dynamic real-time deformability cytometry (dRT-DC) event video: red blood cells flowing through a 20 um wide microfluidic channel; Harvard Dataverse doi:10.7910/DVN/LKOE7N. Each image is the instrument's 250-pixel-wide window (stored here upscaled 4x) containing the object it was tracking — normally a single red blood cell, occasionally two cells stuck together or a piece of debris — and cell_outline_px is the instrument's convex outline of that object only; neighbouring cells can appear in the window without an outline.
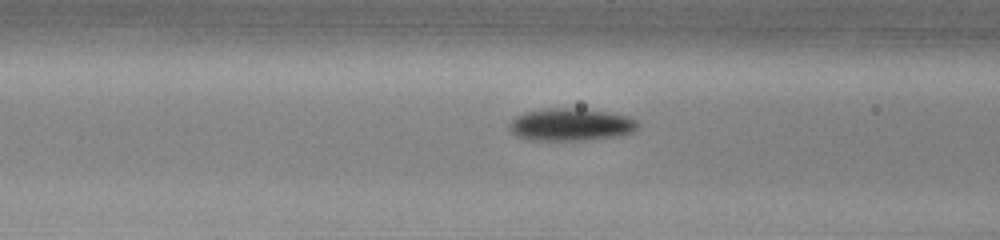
{"species": "common noctule bat (a hibernating species)", "species_latin": "Nyctalus noctula", "temperature_condition": "warm", "stored_images_in_passage": 37, "camera_frame_rate_fps": 3000, "um_per_image_px": 0.085, "animal": {"sex": "male", "body_mass_g": 13.0, "forearm_length_mm": 53.1}, "frame": {"image": 1, "passage_image": 10, "time_ms": 3.0, "image_size_px": [1000, 240], "cell_outline_px": [[640, 124], [632, 132], [620, 136], [584, 140], [528, 140], [516, 136], [508, 128], [508, 124], [516, 116], [524, 112], [548, 108], [580, 108], [628, 116], [636, 120]], "centroid_in_image_um": [48.49, 10.59], "position_along_channel_um": 118.1, "area_um2": 24.39}}
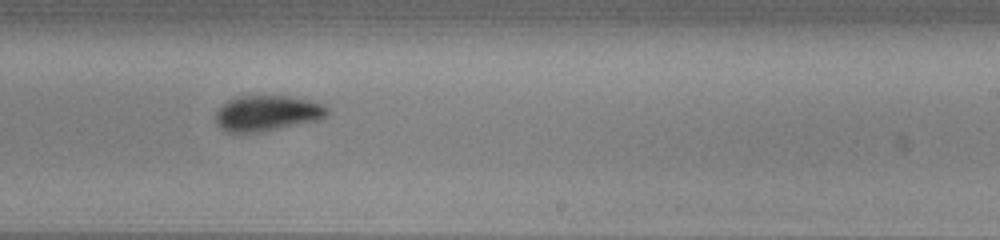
{"frame": {"image": 2, "passage_image": 21, "time_ms": 6.667, "image_size_px": [1000, 240], "cell_outline_px": [[328, 112], [320, 120], [260, 132], [228, 132], [220, 128], [216, 124], [216, 112], [228, 100], [236, 96], [284, 96], [308, 100], [324, 104], [328, 108]], "centroid_in_image_um": [22.7, 9.63], "position_along_channel_um": 266.3, "area_um2": 23.0}}
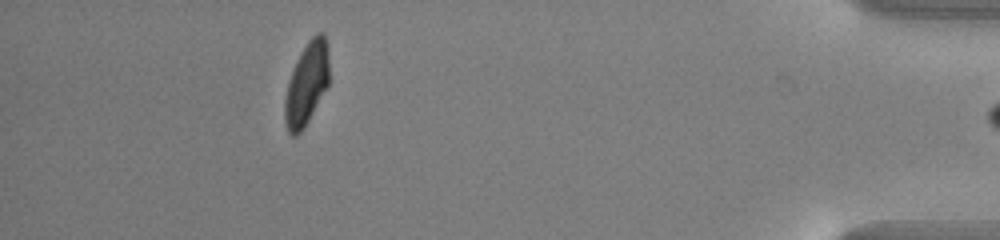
{"frame": {"image": 3, "passage_image": 36, "time_ms": 11.667, "image_size_px": [1000, 240], "cell_outline_px": [[328, 84], [304, 128], [296, 136], [292, 136], [288, 132], [284, 120], [284, 100], [288, 80], [300, 52], [308, 40], [316, 32], [324, 32], [328, 44]], "centroid_in_image_um": [26.05, 7.09], "position_along_channel_um": 409.2, "area_um2": 21.44}, "authors_computed_cell_mechanics": {"area_um2": 23.0044, "velocity_mm_per_s": 4.0544, "shape_relaxation_time_tau1_ms": 2.0414, "shape_relaxation_time_tau2_ms": 5.0776, "deformation_change_tau1": 0.1164, "deformation_change_tau2": 0.0827}}